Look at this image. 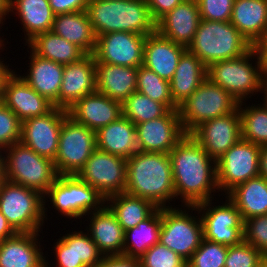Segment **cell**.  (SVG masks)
I'll use <instances>...</instances> for the list:
<instances>
[{
    "label": "cell",
    "instance_id": "obj_1",
    "mask_svg": "<svg viewBox=\"0 0 267 267\" xmlns=\"http://www.w3.org/2000/svg\"><path fill=\"white\" fill-rule=\"evenodd\" d=\"M169 156L175 196L181 199L182 206H195L214 200L216 190L219 192L216 161L190 134L184 135Z\"/></svg>",
    "mask_w": 267,
    "mask_h": 267
},
{
    "label": "cell",
    "instance_id": "obj_2",
    "mask_svg": "<svg viewBox=\"0 0 267 267\" xmlns=\"http://www.w3.org/2000/svg\"><path fill=\"white\" fill-rule=\"evenodd\" d=\"M125 192L157 208L174 207L170 205L176 196L169 154L138 151L128 158Z\"/></svg>",
    "mask_w": 267,
    "mask_h": 267
},
{
    "label": "cell",
    "instance_id": "obj_3",
    "mask_svg": "<svg viewBox=\"0 0 267 267\" xmlns=\"http://www.w3.org/2000/svg\"><path fill=\"white\" fill-rule=\"evenodd\" d=\"M86 11L96 37L120 31L144 36L156 32L146 0H89Z\"/></svg>",
    "mask_w": 267,
    "mask_h": 267
},
{
    "label": "cell",
    "instance_id": "obj_4",
    "mask_svg": "<svg viewBox=\"0 0 267 267\" xmlns=\"http://www.w3.org/2000/svg\"><path fill=\"white\" fill-rule=\"evenodd\" d=\"M252 49L249 41L231 22L201 19L187 50L206 67L219 61L240 57Z\"/></svg>",
    "mask_w": 267,
    "mask_h": 267
},
{
    "label": "cell",
    "instance_id": "obj_5",
    "mask_svg": "<svg viewBox=\"0 0 267 267\" xmlns=\"http://www.w3.org/2000/svg\"><path fill=\"white\" fill-rule=\"evenodd\" d=\"M266 71L265 64L251 49L240 57L211 64L207 67V78L229 92L240 103L258 92L260 94L262 77Z\"/></svg>",
    "mask_w": 267,
    "mask_h": 267
},
{
    "label": "cell",
    "instance_id": "obj_6",
    "mask_svg": "<svg viewBox=\"0 0 267 267\" xmlns=\"http://www.w3.org/2000/svg\"><path fill=\"white\" fill-rule=\"evenodd\" d=\"M49 199V200H47ZM47 200V201H46ZM58 215L81 219L106 204V198L77 175H58L44 195V218L47 220V202Z\"/></svg>",
    "mask_w": 267,
    "mask_h": 267
},
{
    "label": "cell",
    "instance_id": "obj_7",
    "mask_svg": "<svg viewBox=\"0 0 267 267\" xmlns=\"http://www.w3.org/2000/svg\"><path fill=\"white\" fill-rule=\"evenodd\" d=\"M2 154L5 180L9 182L45 195L58 177L52 160L40 156L21 142L7 147Z\"/></svg>",
    "mask_w": 267,
    "mask_h": 267
},
{
    "label": "cell",
    "instance_id": "obj_8",
    "mask_svg": "<svg viewBox=\"0 0 267 267\" xmlns=\"http://www.w3.org/2000/svg\"><path fill=\"white\" fill-rule=\"evenodd\" d=\"M0 212L17 233L41 232L45 224L44 195L5 180L0 187Z\"/></svg>",
    "mask_w": 267,
    "mask_h": 267
},
{
    "label": "cell",
    "instance_id": "obj_9",
    "mask_svg": "<svg viewBox=\"0 0 267 267\" xmlns=\"http://www.w3.org/2000/svg\"><path fill=\"white\" fill-rule=\"evenodd\" d=\"M161 208L159 242L177 253L186 262L199 248L203 240V227L196 206ZM184 208V209H182ZM188 209V210H187ZM197 212V216L194 214ZM198 217V218H197Z\"/></svg>",
    "mask_w": 267,
    "mask_h": 267
},
{
    "label": "cell",
    "instance_id": "obj_10",
    "mask_svg": "<svg viewBox=\"0 0 267 267\" xmlns=\"http://www.w3.org/2000/svg\"><path fill=\"white\" fill-rule=\"evenodd\" d=\"M238 104L229 92L206 78L178 108L183 131L190 134L202 123L235 111Z\"/></svg>",
    "mask_w": 267,
    "mask_h": 267
},
{
    "label": "cell",
    "instance_id": "obj_11",
    "mask_svg": "<svg viewBox=\"0 0 267 267\" xmlns=\"http://www.w3.org/2000/svg\"><path fill=\"white\" fill-rule=\"evenodd\" d=\"M96 150V132L68 116L61 126L54 166L58 175H77Z\"/></svg>",
    "mask_w": 267,
    "mask_h": 267
},
{
    "label": "cell",
    "instance_id": "obj_12",
    "mask_svg": "<svg viewBox=\"0 0 267 267\" xmlns=\"http://www.w3.org/2000/svg\"><path fill=\"white\" fill-rule=\"evenodd\" d=\"M224 197V203L218 202L222 205H215L217 202H212L214 200L195 205L201 218L203 236L209 241L226 246L237 245L244 240V221L237 207L227 196Z\"/></svg>",
    "mask_w": 267,
    "mask_h": 267
},
{
    "label": "cell",
    "instance_id": "obj_13",
    "mask_svg": "<svg viewBox=\"0 0 267 267\" xmlns=\"http://www.w3.org/2000/svg\"><path fill=\"white\" fill-rule=\"evenodd\" d=\"M261 146L242 138L230 147L217 161V185L225 196L237 185L259 176Z\"/></svg>",
    "mask_w": 267,
    "mask_h": 267
},
{
    "label": "cell",
    "instance_id": "obj_14",
    "mask_svg": "<svg viewBox=\"0 0 267 267\" xmlns=\"http://www.w3.org/2000/svg\"><path fill=\"white\" fill-rule=\"evenodd\" d=\"M127 159L96 149L77 176L105 198L125 192Z\"/></svg>",
    "mask_w": 267,
    "mask_h": 267
},
{
    "label": "cell",
    "instance_id": "obj_15",
    "mask_svg": "<svg viewBox=\"0 0 267 267\" xmlns=\"http://www.w3.org/2000/svg\"><path fill=\"white\" fill-rule=\"evenodd\" d=\"M68 111L54 107L49 113L31 117L21 122L20 142L40 156L54 161L59 143V135Z\"/></svg>",
    "mask_w": 267,
    "mask_h": 267
},
{
    "label": "cell",
    "instance_id": "obj_16",
    "mask_svg": "<svg viewBox=\"0 0 267 267\" xmlns=\"http://www.w3.org/2000/svg\"><path fill=\"white\" fill-rule=\"evenodd\" d=\"M146 37L125 31L99 35L93 53L95 62L138 68L143 65Z\"/></svg>",
    "mask_w": 267,
    "mask_h": 267
},
{
    "label": "cell",
    "instance_id": "obj_17",
    "mask_svg": "<svg viewBox=\"0 0 267 267\" xmlns=\"http://www.w3.org/2000/svg\"><path fill=\"white\" fill-rule=\"evenodd\" d=\"M190 135L212 159L217 161L242 138L239 109L237 108L230 114L202 123Z\"/></svg>",
    "mask_w": 267,
    "mask_h": 267
},
{
    "label": "cell",
    "instance_id": "obj_18",
    "mask_svg": "<svg viewBox=\"0 0 267 267\" xmlns=\"http://www.w3.org/2000/svg\"><path fill=\"white\" fill-rule=\"evenodd\" d=\"M135 126L140 152L169 154L185 135L178 110H169L162 117L135 124Z\"/></svg>",
    "mask_w": 267,
    "mask_h": 267
},
{
    "label": "cell",
    "instance_id": "obj_19",
    "mask_svg": "<svg viewBox=\"0 0 267 267\" xmlns=\"http://www.w3.org/2000/svg\"><path fill=\"white\" fill-rule=\"evenodd\" d=\"M16 70L6 79L3 102L23 122L24 120L49 113L55 106L29 86Z\"/></svg>",
    "mask_w": 267,
    "mask_h": 267
},
{
    "label": "cell",
    "instance_id": "obj_20",
    "mask_svg": "<svg viewBox=\"0 0 267 267\" xmlns=\"http://www.w3.org/2000/svg\"><path fill=\"white\" fill-rule=\"evenodd\" d=\"M96 92V67L93 54L80 61L64 65L59 93V108L68 110L79 99Z\"/></svg>",
    "mask_w": 267,
    "mask_h": 267
},
{
    "label": "cell",
    "instance_id": "obj_21",
    "mask_svg": "<svg viewBox=\"0 0 267 267\" xmlns=\"http://www.w3.org/2000/svg\"><path fill=\"white\" fill-rule=\"evenodd\" d=\"M41 233H16L0 241V267H51L40 245Z\"/></svg>",
    "mask_w": 267,
    "mask_h": 267
},
{
    "label": "cell",
    "instance_id": "obj_22",
    "mask_svg": "<svg viewBox=\"0 0 267 267\" xmlns=\"http://www.w3.org/2000/svg\"><path fill=\"white\" fill-rule=\"evenodd\" d=\"M67 111L76 123L96 132L122 116V103L96 91L79 99Z\"/></svg>",
    "mask_w": 267,
    "mask_h": 267
},
{
    "label": "cell",
    "instance_id": "obj_23",
    "mask_svg": "<svg viewBox=\"0 0 267 267\" xmlns=\"http://www.w3.org/2000/svg\"><path fill=\"white\" fill-rule=\"evenodd\" d=\"M200 20L197 0H183L156 22V31L174 43L188 48Z\"/></svg>",
    "mask_w": 267,
    "mask_h": 267
},
{
    "label": "cell",
    "instance_id": "obj_24",
    "mask_svg": "<svg viewBox=\"0 0 267 267\" xmlns=\"http://www.w3.org/2000/svg\"><path fill=\"white\" fill-rule=\"evenodd\" d=\"M29 69L19 76L38 94L59 108V93L62 84L64 65L42 58L30 50Z\"/></svg>",
    "mask_w": 267,
    "mask_h": 267
},
{
    "label": "cell",
    "instance_id": "obj_25",
    "mask_svg": "<svg viewBox=\"0 0 267 267\" xmlns=\"http://www.w3.org/2000/svg\"><path fill=\"white\" fill-rule=\"evenodd\" d=\"M86 216L90 223L83 231L87 230L99 251L104 256L123 255L125 231L110 208L105 204Z\"/></svg>",
    "mask_w": 267,
    "mask_h": 267
},
{
    "label": "cell",
    "instance_id": "obj_26",
    "mask_svg": "<svg viewBox=\"0 0 267 267\" xmlns=\"http://www.w3.org/2000/svg\"><path fill=\"white\" fill-rule=\"evenodd\" d=\"M186 47L163 37L157 31L147 35L144 45L143 66L162 79L170 81Z\"/></svg>",
    "mask_w": 267,
    "mask_h": 267
},
{
    "label": "cell",
    "instance_id": "obj_27",
    "mask_svg": "<svg viewBox=\"0 0 267 267\" xmlns=\"http://www.w3.org/2000/svg\"><path fill=\"white\" fill-rule=\"evenodd\" d=\"M96 91L123 103L136 91L138 68L95 62Z\"/></svg>",
    "mask_w": 267,
    "mask_h": 267
},
{
    "label": "cell",
    "instance_id": "obj_28",
    "mask_svg": "<svg viewBox=\"0 0 267 267\" xmlns=\"http://www.w3.org/2000/svg\"><path fill=\"white\" fill-rule=\"evenodd\" d=\"M96 149L125 159L138 150L136 126L129 119L121 116L117 121L96 131Z\"/></svg>",
    "mask_w": 267,
    "mask_h": 267
},
{
    "label": "cell",
    "instance_id": "obj_29",
    "mask_svg": "<svg viewBox=\"0 0 267 267\" xmlns=\"http://www.w3.org/2000/svg\"><path fill=\"white\" fill-rule=\"evenodd\" d=\"M207 78V67L186 50L179 59L174 76L169 81L173 102L179 107Z\"/></svg>",
    "mask_w": 267,
    "mask_h": 267
},
{
    "label": "cell",
    "instance_id": "obj_30",
    "mask_svg": "<svg viewBox=\"0 0 267 267\" xmlns=\"http://www.w3.org/2000/svg\"><path fill=\"white\" fill-rule=\"evenodd\" d=\"M51 31L81 48L86 54H93L97 37L86 10L57 14Z\"/></svg>",
    "mask_w": 267,
    "mask_h": 267
},
{
    "label": "cell",
    "instance_id": "obj_31",
    "mask_svg": "<svg viewBox=\"0 0 267 267\" xmlns=\"http://www.w3.org/2000/svg\"><path fill=\"white\" fill-rule=\"evenodd\" d=\"M9 11L18 15L23 25L25 44L35 35L52 29L55 14L48 0H10Z\"/></svg>",
    "mask_w": 267,
    "mask_h": 267
},
{
    "label": "cell",
    "instance_id": "obj_32",
    "mask_svg": "<svg viewBox=\"0 0 267 267\" xmlns=\"http://www.w3.org/2000/svg\"><path fill=\"white\" fill-rule=\"evenodd\" d=\"M226 196L237 207L243 221L267 214V179L263 176L237 185Z\"/></svg>",
    "mask_w": 267,
    "mask_h": 267
},
{
    "label": "cell",
    "instance_id": "obj_33",
    "mask_svg": "<svg viewBox=\"0 0 267 267\" xmlns=\"http://www.w3.org/2000/svg\"><path fill=\"white\" fill-rule=\"evenodd\" d=\"M230 22L253 45L267 27V0H234Z\"/></svg>",
    "mask_w": 267,
    "mask_h": 267
},
{
    "label": "cell",
    "instance_id": "obj_34",
    "mask_svg": "<svg viewBox=\"0 0 267 267\" xmlns=\"http://www.w3.org/2000/svg\"><path fill=\"white\" fill-rule=\"evenodd\" d=\"M26 45L34 54L61 65L78 62L87 55L77 45L52 31L35 35Z\"/></svg>",
    "mask_w": 267,
    "mask_h": 267
},
{
    "label": "cell",
    "instance_id": "obj_35",
    "mask_svg": "<svg viewBox=\"0 0 267 267\" xmlns=\"http://www.w3.org/2000/svg\"><path fill=\"white\" fill-rule=\"evenodd\" d=\"M106 205L115 214L124 231L137 226L157 209L151 201L126 192L107 197Z\"/></svg>",
    "mask_w": 267,
    "mask_h": 267
},
{
    "label": "cell",
    "instance_id": "obj_36",
    "mask_svg": "<svg viewBox=\"0 0 267 267\" xmlns=\"http://www.w3.org/2000/svg\"><path fill=\"white\" fill-rule=\"evenodd\" d=\"M160 230L161 208H157L147 219L125 231L123 255L140 258L159 242Z\"/></svg>",
    "mask_w": 267,
    "mask_h": 267
},
{
    "label": "cell",
    "instance_id": "obj_37",
    "mask_svg": "<svg viewBox=\"0 0 267 267\" xmlns=\"http://www.w3.org/2000/svg\"><path fill=\"white\" fill-rule=\"evenodd\" d=\"M238 109L242 139L261 147L267 145V108L261 102L257 106L253 103L247 106L245 102H240Z\"/></svg>",
    "mask_w": 267,
    "mask_h": 267
},
{
    "label": "cell",
    "instance_id": "obj_38",
    "mask_svg": "<svg viewBox=\"0 0 267 267\" xmlns=\"http://www.w3.org/2000/svg\"><path fill=\"white\" fill-rule=\"evenodd\" d=\"M169 109L158 101L135 91L122 103V116L134 124H141L164 116Z\"/></svg>",
    "mask_w": 267,
    "mask_h": 267
},
{
    "label": "cell",
    "instance_id": "obj_39",
    "mask_svg": "<svg viewBox=\"0 0 267 267\" xmlns=\"http://www.w3.org/2000/svg\"><path fill=\"white\" fill-rule=\"evenodd\" d=\"M136 91L163 103L169 110H178L179 108L173 102L169 81L162 79L143 65L138 67Z\"/></svg>",
    "mask_w": 267,
    "mask_h": 267
},
{
    "label": "cell",
    "instance_id": "obj_40",
    "mask_svg": "<svg viewBox=\"0 0 267 267\" xmlns=\"http://www.w3.org/2000/svg\"><path fill=\"white\" fill-rule=\"evenodd\" d=\"M228 246L205 238L186 262L187 267H224Z\"/></svg>",
    "mask_w": 267,
    "mask_h": 267
},
{
    "label": "cell",
    "instance_id": "obj_41",
    "mask_svg": "<svg viewBox=\"0 0 267 267\" xmlns=\"http://www.w3.org/2000/svg\"><path fill=\"white\" fill-rule=\"evenodd\" d=\"M266 257L244 240L228 246L224 267H258Z\"/></svg>",
    "mask_w": 267,
    "mask_h": 267
},
{
    "label": "cell",
    "instance_id": "obj_42",
    "mask_svg": "<svg viewBox=\"0 0 267 267\" xmlns=\"http://www.w3.org/2000/svg\"><path fill=\"white\" fill-rule=\"evenodd\" d=\"M139 262L140 267H187L184 259L160 242L149 248Z\"/></svg>",
    "mask_w": 267,
    "mask_h": 267
},
{
    "label": "cell",
    "instance_id": "obj_43",
    "mask_svg": "<svg viewBox=\"0 0 267 267\" xmlns=\"http://www.w3.org/2000/svg\"><path fill=\"white\" fill-rule=\"evenodd\" d=\"M21 139V121L0 101V151H4Z\"/></svg>",
    "mask_w": 267,
    "mask_h": 267
},
{
    "label": "cell",
    "instance_id": "obj_44",
    "mask_svg": "<svg viewBox=\"0 0 267 267\" xmlns=\"http://www.w3.org/2000/svg\"><path fill=\"white\" fill-rule=\"evenodd\" d=\"M244 241L267 258V214L244 220Z\"/></svg>",
    "mask_w": 267,
    "mask_h": 267
},
{
    "label": "cell",
    "instance_id": "obj_45",
    "mask_svg": "<svg viewBox=\"0 0 267 267\" xmlns=\"http://www.w3.org/2000/svg\"><path fill=\"white\" fill-rule=\"evenodd\" d=\"M55 244V245H54ZM53 244V252L56 255L55 261L57 267H87L82 261H77L75 253V231L60 237Z\"/></svg>",
    "mask_w": 267,
    "mask_h": 267
},
{
    "label": "cell",
    "instance_id": "obj_46",
    "mask_svg": "<svg viewBox=\"0 0 267 267\" xmlns=\"http://www.w3.org/2000/svg\"><path fill=\"white\" fill-rule=\"evenodd\" d=\"M75 253L77 261H82L87 267H95L103 258L89 233L75 231Z\"/></svg>",
    "mask_w": 267,
    "mask_h": 267
},
{
    "label": "cell",
    "instance_id": "obj_47",
    "mask_svg": "<svg viewBox=\"0 0 267 267\" xmlns=\"http://www.w3.org/2000/svg\"><path fill=\"white\" fill-rule=\"evenodd\" d=\"M200 18L210 21L229 22L234 0H197Z\"/></svg>",
    "mask_w": 267,
    "mask_h": 267
},
{
    "label": "cell",
    "instance_id": "obj_48",
    "mask_svg": "<svg viewBox=\"0 0 267 267\" xmlns=\"http://www.w3.org/2000/svg\"><path fill=\"white\" fill-rule=\"evenodd\" d=\"M55 15L87 10L89 0H48Z\"/></svg>",
    "mask_w": 267,
    "mask_h": 267
},
{
    "label": "cell",
    "instance_id": "obj_49",
    "mask_svg": "<svg viewBox=\"0 0 267 267\" xmlns=\"http://www.w3.org/2000/svg\"><path fill=\"white\" fill-rule=\"evenodd\" d=\"M95 267H140L139 258L125 255L103 256Z\"/></svg>",
    "mask_w": 267,
    "mask_h": 267
},
{
    "label": "cell",
    "instance_id": "obj_50",
    "mask_svg": "<svg viewBox=\"0 0 267 267\" xmlns=\"http://www.w3.org/2000/svg\"><path fill=\"white\" fill-rule=\"evenodd\" d=\"M183 0H146L152 18L157 22L166 13L173 10Z\"/></svg>",
    "mask_w": 267,
    "mask_h": 267
},
{
    "label": "cell",
    "instance_id": "obj_51",
    "mask_svg": "<svg viewBox=\"0 0 267 267\" xmlns=\"http://www.w3.org/2000/svg\"><path fill=\"white\" fill-rule=\"evenodd\" d=\"M252 49L257 57L267 67V27L264 29L260 37L254 42Z\"/></svg>",
    "mask_w": 267,
    "mask_h": 267
},
{
    "label": "cell",
    "instance_id": "obj_52",
    "mask_svg": "<svg viewBox=\"0 0 267 267\" xmlns=\"http://www.w3.org/2000/svg\"><path fill=\"white\" fill-rule=\"evenodd\" d=\"M0 58H1L0 59V101H1L3 97L4 85H5L6 79L13 73L14 70L9 68V63L7 66V62L5 63L2 57Z\"/></svg>",
    "mask_w": 267,
    "mask_h": 267
},
{
    "label": "cell",
    "instance_id": "obj_53",
    "mask_svg": "<svg viewBox=\"0 0 267 267\" xmlns=\"http://www.w3.org/2000/svg\"><path fill=\"white\" fill-rule=\"evenodd\" d=\"M16 233L17 232L8 223L5 216L0 212V241H3L6 238L12 237Z\"/></svg>",
    "mask_w": 267,
    "mask_h": 267
},
{
    "label": "cell",
    "instance_id": "obj_54",
    "mask_svg": "<svg viewBox=\"0 0 267 267\" xmlns=\"http://www.w3.org/2000/svg\"><path fill=\"white\" fill-rule=\"evenodd\" d=\"M259 175L267 179V145L262 146L260 150Z\"/></svg>",
    "mask_w": 267,
    "mask_h": 267
},
{
    "label": "cell",
    "instance_id": "obj_55",
    "mask_svg": "<svg viewBox=\"0 0 267 267\" xmlns=\"http://www.w3.org/2000/svg\"><path fill=\"white\" fill-rule=\"evenodd\" d=\"M10 0H0V24L4 25L6 16L10 15L9 11ZM4 20V21H3Z\"/></svg>",
    "mask_w": 267,
    "mask_h": 267
},
{
    "label": "cell",
    "instance_id": "obj_56",
    "mask_svg": "<svg viewBox=\"0 0 267 267\" xmlns=\"http://www.w3.org/2000/svg\"><path fill=\"white\" fill-rule=\"evenodd\" d=\"M260 93L264 94L262 96H264L262 101H263V105L267 108V71L264 73L263 77H262V84H261V91Z\"/></svg>",
    "mask_w": 267,
    "mask_h": 267
},
{
    "label": "cell",
    "instance_id": "obj_57",
    "mask_svg": "<svg viewBox=\"0 0 267 267\" xmlns=\"http://www.w3.org/2000/svg\"><path fill=\"white\" fill-rule=\"evenodd\" d=\"M5 181V175H4V162H3V154L0 151V187L2 183Z\"/></svg>",
    "mask_w": 267,
    "mask_h": 267
},
{
    "label": "cell",
    "instance_id": "obj_58",
    "mask_svg": "<svg viewBox=\"0 0 267 267\" xmlns=\"http://www.w3.org/2000/svg\"><path fill=\"white\" fill-rule=\"evenodd\" d=\"M0 28L2 29L3 27H2V25L0 24ZM1 31V30H0ZM0 36H2V35H0ZM4 37V35L0 38V49H4V45H6L4 42H5V40H6V38L4 39L3 38ZM3 38V39H2Z\"/></svg>",
    "mask_w": 267,
    "mask_h": 267
},
{
    "label": "cell",
    "instance_id": "obj_59",
    "mask_svg": "<svg viewBox=\"0 0 267 267\" xmlns=\"http://www.w3.org/2000/svg\"><path fill=\"white\" fill-rule=\"evenodd\" d=\"M258 267H267V258Z\"/></svg>",
    "mask_w": 267,
    "mask_h": 267
}]
</instances>
